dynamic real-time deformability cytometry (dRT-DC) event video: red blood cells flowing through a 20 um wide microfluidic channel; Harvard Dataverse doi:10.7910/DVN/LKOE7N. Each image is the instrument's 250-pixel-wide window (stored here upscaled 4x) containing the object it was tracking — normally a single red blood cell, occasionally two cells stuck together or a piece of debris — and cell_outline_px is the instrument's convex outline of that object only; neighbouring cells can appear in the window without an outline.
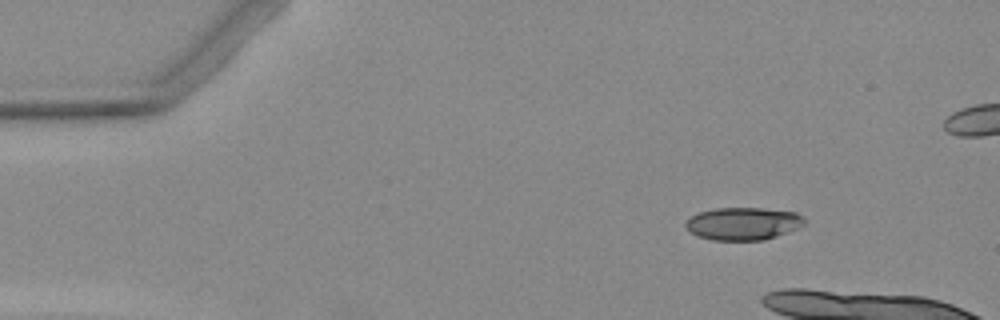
{"species": "Egyptian fruit bat (a non-hibernating species)", "species_latin": "Rousettus aegyptiacus", "temperature_condition": "warm", "stored_images_in_passage": 4, "camera_frame_rate_fps": 3000, "um_per_image_px": 0.085, "animal": {"sex": "female"}, "frame": {"image": 1, "passage_image": 1, "time_ms": 0.0, "image_size_px": [1000, 320], "cell_outline_px": [[804, 224], [800, 228], [764, 240], [712, 240], [696, 236], [684, 224], [692, 216], [700, 212], [716, 208], [760, 208], [796, 212], [804, 220]], "centroid_in_image_um": [63.18, 19.01], "position_along_channel_um": 21.8, "area_um2": 22.43}}